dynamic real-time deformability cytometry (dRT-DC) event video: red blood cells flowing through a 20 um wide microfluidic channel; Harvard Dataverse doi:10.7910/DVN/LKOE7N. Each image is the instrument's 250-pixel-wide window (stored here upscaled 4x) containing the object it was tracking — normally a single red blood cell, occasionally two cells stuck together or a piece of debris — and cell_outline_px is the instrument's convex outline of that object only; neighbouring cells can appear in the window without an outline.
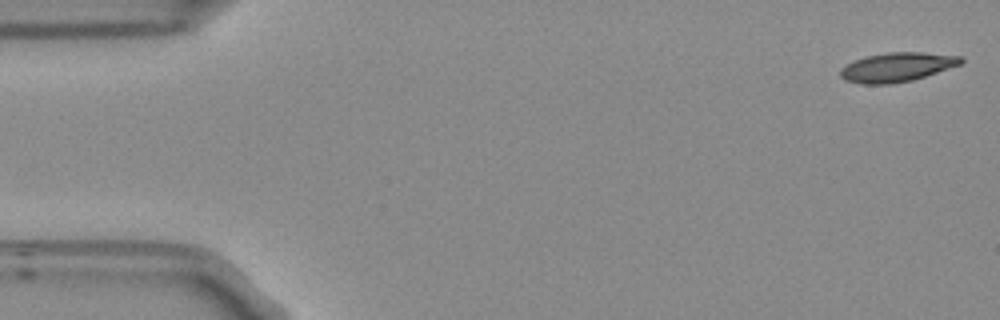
{"species": "Egyptian fruit bat (a non-hibernating species)", "species_latin": "Rousettus aegyptiacus", "temperature_condition": "room temperature", "stored_images_in_passage": 53, "camera_frame_rate_fps": 3000, "um_per_image_px": 0.085, "frame": {"image": 1, "passage_image": 1, "time_ms": 0.0, "image_size_px": [1000, 320], "cell_outline_px": [[964, 60], [960, 64], [912, 80], [892, 84], [860, 84], [844, 80], [840, 76], [840, 68], [844, 64], [864, 56], [888, 52], [924, 52], [964, 56]], "centroid_in_image_um": [76.19, 5.7], "position_along_channel_um": 8.8, "area_um2": 20.69}}
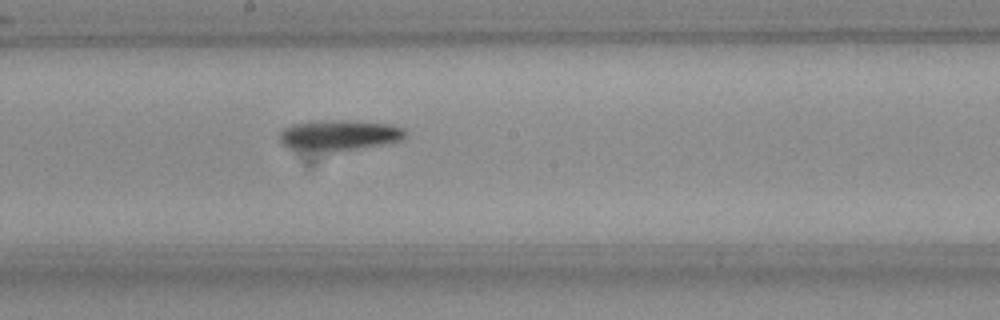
{"frame": {"image": 2, "passage_image": 28, "time_ms": 9.0, "image_size_px": [1000, 320], "cell_outline_px": [[408, 132], [400, 140], [380, 144], [332, 152], [292, 148], [284, 144], [280, 140], [280, 132], [284, 128], [292, 124], [308, 120], [348, 120], [392, 124], [404, 128]], "centroid_in_image_um": [28.82, 11.46], "position_along_channel_um": 219.4, "area_um2": 22.31}}
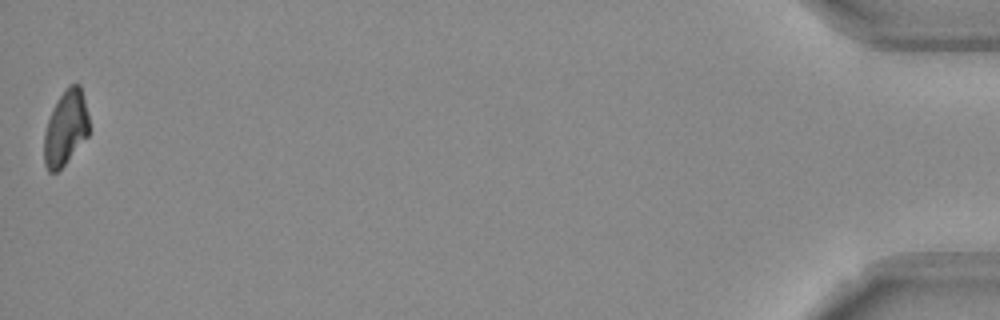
{"frame": {"image": 3, "passage_image": 53, "time_ms": 17.333, "image_size_px": [1000, 320], "cell_outline_px": [[88, 136], [64, 164], [56, 172], [48, 172], [44, 164], [44, 132], [48, 120], [56, 100], [68, 84], [80, 84], [88, 116]], "centroid_in_image_um": [5.56, 10.86], "position_along_channel_um": 429.6, "area_um2": 19.48}}